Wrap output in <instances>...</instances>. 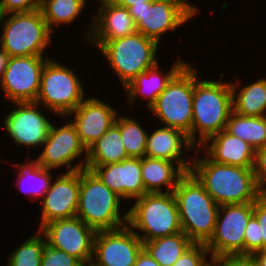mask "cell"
I'll use <instances>...</instances> for the list:
<instances>
[{"label": "cell", "instance_id": "42", "mask_svg": "<svg viewBox=\"0 0 266 266\" xmlns=\"http://www.w3.org/2000/svg\"><path fill=\"white\" fill-rule=\"evenodd\" d=\"M9 55L0 47V79L7 67Z\"/></svg>", "mask_w": 266, "mask_h": 266}, {"label": "cell", "instance_id": "4", "mask_svg": "<svg viewBox=\"0 0 266 266\" xmlns=\"http://www.w3.org/2000/svg\"><path fill=\"white\" fill-rule=\"evenodd\" d=\"M123 201L90 170H80L76 217L95 231L115 230L128 224V212L121 214Z\"/></svg>", "mask_w": 266, "mask_h": 266}, {"label": "cell", "instance_id": "24", "mask_svg": "<svg viewBox=\"0 0 266 266\" xmlns=\"http://www.w3.org/2000/svg\"><path fill=\"white\" fill-rule=\"evenodd\" d=\"M186 173L178 163L146 156L141 158V176L145 193H164L163 188L166 189L165 193L173 192Z\"/></svg>", "mask_w": 266, "mask_h": 266}, {"label": "cell", "instance_id": "12", "mask_svg": "<svg viewBox=\"0 0 266 266\" xmlns=\"http://www.w3.org/2000/svg\"><path fill=\"white\" fill-rule=\"evenodd\" d=\"M42 146H45L44 150L38 158H33L41 167L55 171L56 168L66 166V172L85 169L86 158L78 161L79 163L75 161L82 154L87 155V149L80 141L76 128L70 120L60 127L52 123Z\"/></svg>", "mask_w": 266, "mask_h": 266}, {"label": "cell", "instance_id": "39", "mask_svg": "<svg viewBox=\"0 0 266 266\" xmlns=\"http://www.w3.org/2000/svg\"><path fill=\"white\" fill-rule=\"evenodd\" d=\"M134 266H160L143 248L137 256Z\"/></svg>", "mask_w": 266, "mask_h": 266}, {"label": "cell", "instance_id": "3", "mask_svg": "<svg viewBox=\"0 0 266 266\" xmlns=\"http://www.w3.org/2000/svg\"><path fill=\"white\" fill-rule=\"evenodd\" d=\"M173 193L182 231L193 243L206 244L213 236L220 205L191 172L180 179Z\"/></svg>", "mask_w": 266, "mask_h": 266}, {"label": "cell", "instance_id": "11", "mask_svg": "<svg viewBox=\"0 0 266 266\" xmlns=\"http://www.w3.org/2000/svg\"><path fill=\"white\" fill-rule=\"evenodd\" d=\"M128 10L137 32L158 44L163 34L175 31L198 13L197 6L188 0H154L140 6H130Z\"/></svg>", "mask_w": 266, "mask_h": 266}, {"label": "cell", "instance_id": "37", "mask_svg": "<svg viewBox=\"0 0 266 266\" xmlns=\"http://www.w3.org/2000/svg\"><path fill=\"white\" fill-rule=\"evenodd\" d=\"M39 8V0H0V15L30 12Z\"/></svg>", "mask_w": 266, "mask_h": 266}, {"label": "cell", "instance_id": "8", "mask_svg": "<svg viewBox=\"0 0 266 266\" xmlns=\"http://www.w3.org/2000/svg\"><path fill=\"white\" fill-rule=\"evenodd\" d=\"M84 99V87L75 71L49 58L41 73L35 102L52 114L66 118Z\"/></svg>", "mask_w": 266, "mask_h": 266}, {"label": "cell", "instance_id": "30", "mask_svg": "<svg viewBox=\"0 0 266 266\" xmlns=\"http://www.w3.org/2000/svg\"><path fill=\"white\" fill-rule=\"evenodd\" d=\"M15 166L19 169L17 171L19 176L16 181V187L19 186L20 191L27 194L28 197L30 195V197L37 196L42 199L53 179L52 170L41 167L34 160L29 162L26 160L25 164L19 163L15 164Z\"/></svg>", "mask_w": 266, "mask_h": 266}, {"label": "cell", "instance_id": "29", "mask_svg": "<svg viewBox=\"0 0 266 266\" xmlns=\"http://www.w3.org/2000/svg\"><path fill=\"white\" fill-rule=\"evenodd\" d=\"M86 4V0H39V9L49 29L54 32L62 24L75 22Z\"/></svg>", "mask_w": 266, "mask_h": 266}, {"label": "cell", "instance_id": "40", "mask_svg": "<svg viewBox=\"0 0 266 266\" xmlns=\"http://www.w3.org/2000/svg\"><path fill=\"white\" fill-rule=\"evenodd\" d=\"M246 262L250 266H266V250H261L253 254Z\"/></svg>", "mask_w": 266, "mask_h": 266}, {"label": "cell", "instance_id": "32", "mask_svg": "<svg viewBox=\"0 0 266 266\" xmlns=\"http://www.w3.org/2000/svg\"><path fill=\"white\" fill-rule=\"evenodd\" d=\"M45 245V236L38 230L7 257V266H40Z\"/></svg>", "mask_w": 266, "mask_h": 266}, {"label": "cell", "instance_id": "25", "mask_svg": "<svg viewBox=\"0 0 266 266\" xmlns=\"http://www.w3.org/2000/svg\"><path fill=\"white\" fill-rule=\"evenodd\" d=\"M86 167L92 170L95 166L118 163L128 159L119 130V116L97 141L87 148Z\"/></svg>", "mask_w": 266, "mask_h": 266}, {"label": "cell", "instance_id": "14", "mask_svg": "<svg viewBox=\"0 0 266 266\" xmlns=\"http://www.w3.org/2000/svg\"><path fill=\"white\" fill-rule=\"evenodd\" d=\"M37 230L45 236L46 244L52 248L66 252L82 264L92 261L96 231L82 219H57Z\"/></svg>", "mask_w": 266, "mask_h": 266}, {"label": "cell", "instance_id": "26", "mask_svg": "<svg viewBox=\"0 0 266 266\" xmlns=\"http://www.w3.org/2000/svg\"><path fill=\"white\" fill-rule=\"evenodd\" d=\"M232 82H230V86L233 111L242 116H266V77L256 79L255 82H250L239 89L238 80L236 83Z\"/></svg>", "mask_w": 266, "mask_h": 266}, {"label": "cell", "instance_id": "43", "mask_svg": "<svg viewBox=\"0 0 266 266\" xmlns=\"http://www.w3.org/2000/svg\"><path fill=\"white\" fill-rule=\"evenodd\" d=\"M82 266H96V265L92 262H88V263L83 264Z\"/></svg>", "mask_w": 266, "mask_h": 266}, {"label": "cell", "instance_id": "17", "mask_svg": "<svg viewBox=\"0 0 266 266\" xmlns=\"http://www.w3.org/2000/svg\"><path fill=\"white\" fill-rule=\"evenodd\" d=\"M54 182V183H53ZM80 189V170L60 173L50 183L41 204L39 229L50 221L76 217Z\"/></svg>", "mask_w": 266, "mask_h": 266}, {"label": "cell", "instance_id": "5", "mask_svg": "<svg viewBox=\"0 0 266 266\" xmlns=\"http://www.w3.org/2000/svg\"><path fill=\"white\" fill-rule=\"evenodd\" d=\"M128 212V226L142 241L182 232L176 198L173 192L145 193L136 199Z\"/></svg>", "mask_w": 266, "mask_h": 266}, {"label": "cell", "instance_id": "34", "mask_svg": "<svg viewBox=\"0 0 266 266\" xmlns=\"http://www.w3.org/2000/svg\"><path fill=\"white\" fill-rule=\"evenodd\" d=\"M261 250L260 226L257 219L252 216L248 221L244 234V261Z\"/></svg>", "mask_w": 266, "mask_h": 266}, {"label": "cell", "instance_id": "2", "mask_svg": "<svg viewBox=\"0 0 266 266\" xmlns=\"http://www.w3.org/2000/svg\"><path fill=\"white\" fill-rule=\"evenodd\" d=\"M197 74L194 68L192 127L188 139L198 148L226 128L233 105L229 82H223L221 78L220 81L202 80Z\"/></svg>", "mask_w": 266, "mask_h": 266}, {"label": "cell", "instance_id": "6", "mask_svg": "<svg viewBox=\"0 0 266 266\" xmlns=\"http://www.w3.org/2000/svg\"><path fill=\"white\" fill-rule=\"evenodd\" d=\"M0 27V47L9 57L43 56L45 49L51 45L53 32L39 8L30 12L0 15Z\"/></svg>", "mask_w": 266, "mask_h": 266}, {"label": "cell", "instance_id": "35", "mask_svg": "<svg viewBox=\"0 0 266 266\" xmlns=\"http://www.w3.org/2000/svg\"><path fill=\"white\" fill-rule=\"evenodd\" d=\"M83 264L64 251L45 245L40 266H82Z\"/></svg>", "mask_w": 266, "mask_h": 266}, {"label": "cell", "instance_id": "33", "mask_svg": "<svg viewBox=\"0 0 266 266\" xmlns=\"http://www.w3.org/2000/svg\"><path fill=\"white\" fill-rule=\"evenodd\" d=\"M209 255L206 244L193 243L172 266H212L214 261L208 260Z\"/></svg>", "mask_w": 266, "mask_h": 266}, {"label": "cell", "instance_id": "9", "mask_svg": "<svg viewBox=\"0 0 266 266\" xmlns=\"http://www.w3.org/2000/svg\"><path fill=\"white\" fill-rule=\"evenodd\" d=\"M186 63L168 82L166 88L149 108L160 123L191 133L194 94V67Z\"/></svg>", "mask_w": 266, "mask_h": 266}, {"label": "cell", "instance_id": "10", "mask_svg": "<svg viewBox=\"0 0 266 266\" xmlns=\"http://www.w3.org/2000/svg\"><path fill=\"white\" fill-rule=\"evenodd\" d=\"M253 203L220 205L213 236L206 243L215 261H244V234Z\"/></svg>", "mask_w": 266, "mask_h": 266}, {"label": "cell", "instance_id": "21", "mask_svg": "<svg viewBox=\"0 0 266 266\" xmlns=\"http://www.w3.org/2000/svg\"><path fill=\"white\" fill-rule=\"evenodd\" d=\"M193 148L195 151L196 147L183 131L163 126L147 134L145 156L178 163L186 172H190L193 158L189 156V160H186L183 151L186 150L188 154Z\"/></svg>", "mask_w": 266, "mask_h": 266}, {"label": "cell", "instance_id": "20", "mask_svg": "<svg viewBox=\"0 0 266 266\" xmlns=\"http://www.w3.org/2000/svg\"><path fill=\"white\" fill-rule=\"evenodd\" d=\"M91 171L125 201L136 200L145 194L141 158H128L118 163L95 166Z\"/></svg>", "mask_w": 266, "mask_h": 266}, {"label": "cell", "instance_id": "16", "mask_svg": "<svg viewBox=\"0 0 266 266\" xmlns=\"http://www.w3.org/2000/svg\"><path fill=\"white\" fill-rule=\"evenodd\" d=\"M15 109L4 118V128L17 146L42 147L52 121L38 109L36 102H13Z\"/></svg>", "mask_w": 266, "mask_h": 266}, {"label": "cell", "instance_id": "1", "mask_svg": "<svg viewBox=\"0 0 266 266\" xmlns=\"http://www.w3.org/2000/svg\"><path fill=\"white\" fill-rule=\"evenodd\" d=\"M190 172L218 205L254 203L261 195L253 168L219 164L194 157Z\"/></svg>", "mask_w": 266, "mask_h": 266}, {"label": "cell", "instance_id": "38", "mask_svg": "<svg viewBox=\"0 0 266 266\" xmlns=\"http://www.w3.org/2000/svg\"><path fill=\"white\" fill-rule=\"evenodd\" d=\"M253 216L260 226V238H262V250H266V195H261L253 203Z\"/></svg>", "mask_w": 266, "mask_h": 266}, {"label": "cell", "instance_id": "41", "mask_svg": "<svg viewBox=\"0 0 266 266\" xmlns=\"http://www.w3.org/2000/svg\"><path fill=\"white\" fill-rule=\"evenodd\" d=\"M106 3L126 7L144 5L146 2H153L154 0H104Z\"/></svg>", "mask_w": 266, "mask_h": 266}, {"label": "cell", "instance_id": "36", "mask_svg": "<svg viewBox=\"0 0 266 266\" xmlns=\"http://www.w3.org/2000/svg\"><path fill=\"white\" fill-rule=\"evenodd\" d=\"M253 172L260 192L266 195V146L255 150Z\"/></svg>", "mask_w": 266, "mask_h": 266}, {"label": "cell", "instance_id": "13", "mask_svg": "<svg viewBox=\"0 0 266 266\" xmlns=\"http://www.w3.org/2000/svg\"><path fill=\"white\" fill-rule=\"evenodd\" d=\"M50 57H9L0 79L1 89L9 103L35 102L41 81V73Z\"/></svg>", "mask_w": 266, "mask_h": 266}, {"label": "cell", "instance_id": "31", "mask_svg": "<svg viewBox=\"0 0 266 266\" xmlns=\"http://www.w3.org/2000/svg\"><path fill=\"white\" fill-rule=\"evenodd\" d=\"M134 117H119V130L123 145L129 158L145 156L148 131Z\"/></svg>", "mask_w": 266, "mask_h": 266}, {"label": "cell", "instance_id": "23", "mask_svg": "<svg viewBox=\"0 0 266 266\" xmlns=\"http://www.w3.org/2000/svg\"><path fill=\"white\" fill-rule=\"evenodd\" d=\"M187 62L181 57L174 63L172 68L167 71V74L159 69L158 62L145 70L144 72L138 74L133 80H131L125 87V94H127V99L131 109L136 99L138 100L140 96L146 98V106L149 108L156 102L157 97L166 88L168 82L172 77L186 64ZM160 70V71H159Z\"/></svg>", "mask_w": 266, "mask_h": 266}, {"label": "cell", "instance_id": "15", "mask_svg": "<svg viewBox=\"0 0 266 266\" xmlns=\"http://www.w3.org/2000/svg\"><path fill=\"white\" fill-rule=\"evenodd\" d=\"M143 241L128 225L96 231L92 263L96 266H134Z\"/></svg>", "mask_w": 266, "mask_h": 266}, {"label": "cell", "instance_id": "7", "mask_svg": "<svg viewBox=\"0 0 266 266\" xmlns=\"http://www.w3.org/2000/svg\"><path fill=\"white\" fill-rule=\"evenodd\" d=\"M159 44L142 33L106 41L98 50L125 87L138 74L154 66Z\"/></svg>", "mask_w": 266, "mask_h": 266}, {"label": "cell", "instance_id": "19", "mask_svg": "<svg viewBox=\"0 0 266 266\" xmlns=\"http://www.w3.org/2000/svg\"><path fill=\"white\" fill-rule=\"evenodd\" d=\"M99 1L100 8L92 16L89 32L84 37L98 49L109 40L129 36L137 32L136 24L126 7ZM101 1V2H100Z\"/></svg>", "mask_w": 266, "mask_h": 266}, {"label": "cell", "instance_id": "28", "mask_svg": "<svg viewBox=\"0 0 266 266\" xmlns=\"http://www.w3.org/2000/svg\"><path fill=\"white\" fill-rule=\"evenodd\" d=\"M225 130L242 139L255 150L266 146V116H242L232 111Z\"/></svg>", "mask_w": 266, "mask_h": 266}, {"label": "cell", "instance_id": "22", "mask_svg": "<svg viewBox=\"0 0 266 266\" xmlns=\"http://www.w3.org/2000/svg\"><path fill=\"white\" fill-rule=\"evenodd\" d=\"M199 149H203L204 155L215 163L253 168L255 149L225 129L208 138Z\"/></svg>", "mask_w": 266, "mask_h": 266}, {"label": "cell", "instance_id": "18", "mask_svg": "<svg viewBox=\"0 0 266 266\" xmlns=\"http://www.w3.org/2000/svg\"><path fill=\"white\" fill-rule=\"evenodd\" d=\"M116 110L101 99L89 96L67 117L74 115L70 121L87 149L115 124L118 116Z\"/></svg>", "mask_w": 266, "mask_h": 266}, {"label": "cell", "instance_id": "27", "mask_svg": "<svg viewBox=\"0 0 266 266\" xmlns=\"http://www.w3.org/2000/svg\"><path fill=\"white\" fill-rule=\"evenodd\" d=\"M192 244L182 231L175 235L143 241V248L160 266H172Z\"/></svg>", "mask_w": 266, "mask_h": 266}]
</instances>
